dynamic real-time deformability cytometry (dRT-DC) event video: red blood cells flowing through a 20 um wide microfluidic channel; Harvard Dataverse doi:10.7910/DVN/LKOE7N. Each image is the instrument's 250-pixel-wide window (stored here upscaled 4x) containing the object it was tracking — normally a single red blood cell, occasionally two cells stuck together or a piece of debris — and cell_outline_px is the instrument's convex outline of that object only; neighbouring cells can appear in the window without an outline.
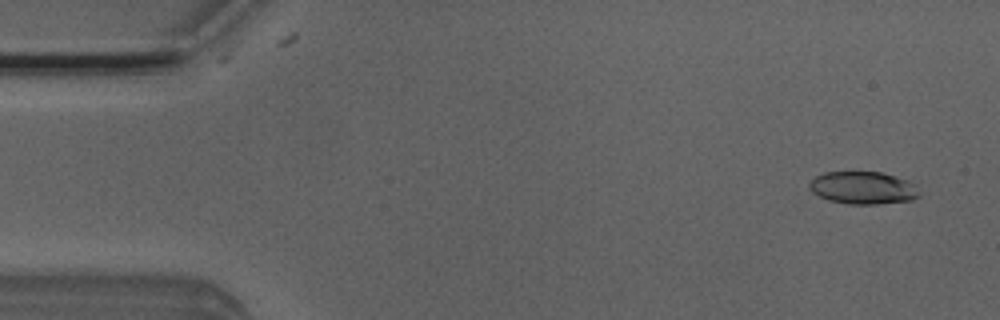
{"species": "Egyptian fruit bat (a non-hibernating species)", "species_latin": "Rousettus aegyptiacus", "temperature_condition": "room temperature", "stored_images_in_passage": 51, "camera_frame_rate_fps": 3000, "um_per_image_px": 0.085, "animal": {"sex": "male"}, "frame": {"image": 1, "passage_image": 3, "time_ms": 0.667, "image_size_px": [1000, 320], "cell_outline_px": [[920, 196], [912, 200], [876, 204], [848, 204], [828, 200], [812, 192], [808, 188], [808, 184], [816, 176], [824, 172], [880, 172], [908, 180], [916, 184], [920, 192]], "centroid_in_image_um": [73.38, 15.97], "position_along_channel_um": 11.6, "area_um2": 20.98}}
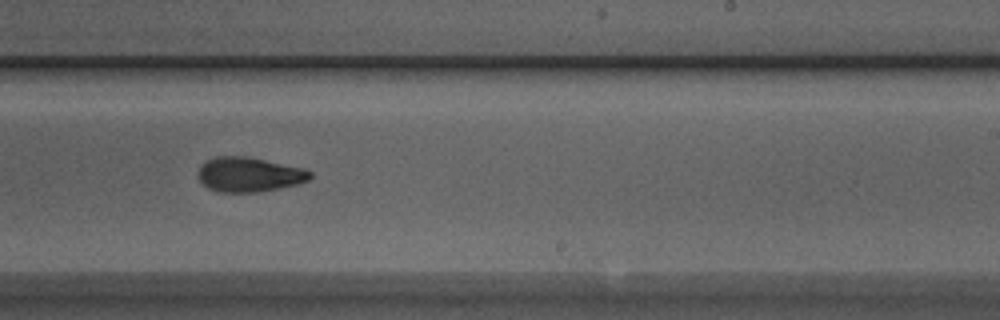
{"frame": {"image": 2, "passage_image": 31, "time_ms": 10.0, "image_size_px": [1000, 320], "cell_outline_px": [[312, 176], [308, 180], [296, 184], [280, 188], [256, 192], [220, 192], [208, 188], [200, 180], [196, 172], [200, 164], [216, 156], [248, 156], [304, 168], [312, 172]], "centroid_in_image_um": [21.15, 14.82], "position_along_channel_um": 267.8, "area_um2": 22.72}}
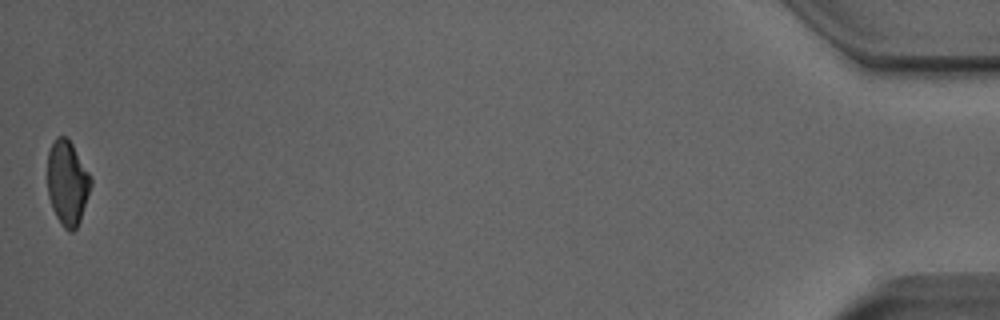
{"frame": {"image": 3, "passage_image": 51, "time_ms": 16.667, "image_size_px": [1000, 320], "cell_outline_px": [[92, 184], [80, 220], [76, 228], [72, 232], [68, 232], [60, 224], [52, 208], [48, 196], [48, 152], [56, 136], [64, 136], [72, 144], [92, 176]], "centroid_in_image_um": [5.73, 15.56], "position_along_channel_um": 429.5, "area_um2": 21.44}, "authors_computed_cell_mechanics": {"area_um2": 22.3108, "velocity_mm_per_s": 3.977, "shape_relaxation_time_tau1_ms": 3.4612, "shape_relaxation_time_tau2_ms": 2.8836, "deformation_change_tau1": 0.1373, "deformation_change_tau2": 0.0913}}